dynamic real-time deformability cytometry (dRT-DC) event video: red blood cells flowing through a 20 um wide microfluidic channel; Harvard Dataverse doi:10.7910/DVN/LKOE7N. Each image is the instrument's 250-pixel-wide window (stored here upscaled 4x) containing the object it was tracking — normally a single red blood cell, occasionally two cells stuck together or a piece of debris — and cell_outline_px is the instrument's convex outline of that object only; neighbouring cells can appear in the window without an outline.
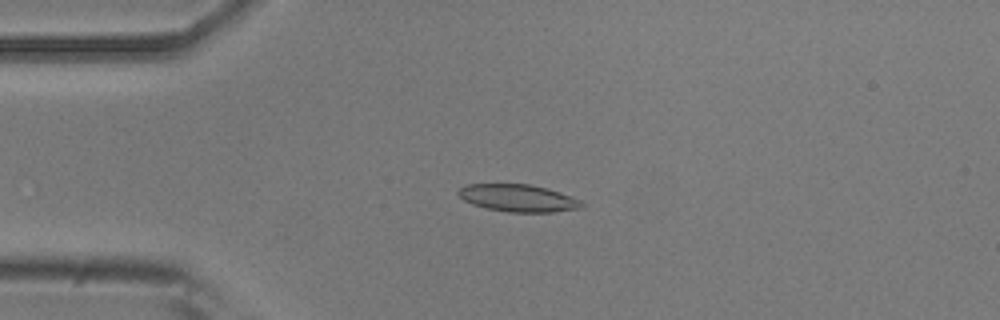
{"species": "common noctule bat (a hibernating species)", "species_latin": "Nyctalus noctula", "temperature_condition": "room temperature", "stored_images_in_passage": 53, "camera_frame_rate_fps": 3000, "um_per_image_px": 0.085, "animal": {"sex": "male", "body_mass_g": 20.5, "forearm_length_mm": 52.5}, "frame": {"image": 1, "passage_image": 13, "time_ms": 4.0, "image_size_px": [1000, 320], "cell_outline_px": [[584, 208], [552, 212], [508, 212], [488, 208], [472, 204], [464, 200], [456, 192], [460, 188], [468, 184], [532, 184], [548, 188], [580, 200], [584, 204]], "centroid_in_image_um": [44.06, 16.83], "position_along_channel_um": 40.9, "area_um2": 19.59}}
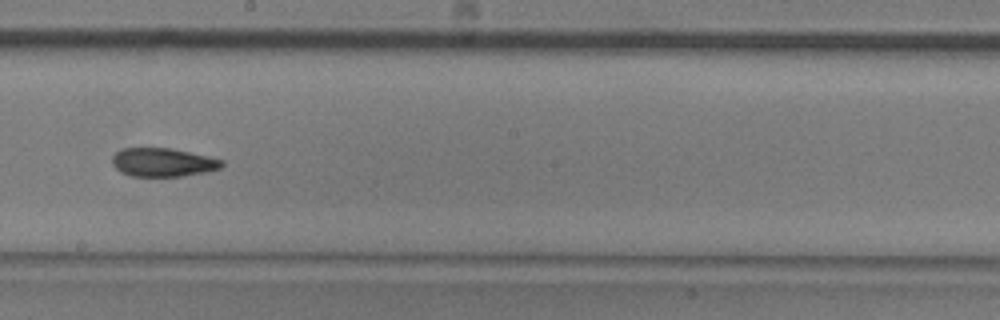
{"frame": {"image": 2, "passage_image": 30, "time_ms": 9.667, "image_size_px": [1000, 320], "cell_outline_px": [[224, 164], [220, 168], [204, 172], [180, 176], [128, 176], [120, 172], [112, 164], [112, 156], [120, 148], [172, 148], [224, 160]], "centroid_in_image_um": [13.81, 13.79], "position_along_channel_um": 234.4, "area_um2": 18.26}}
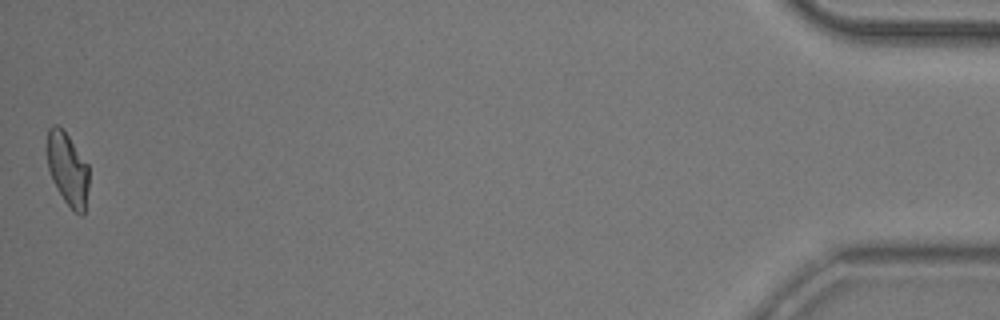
{"frame": {"image": 3, "passage_image": 53, "time_ms": 17.333, "image_size_px": [1000, 320], "cell_outline_px": [[88, 188], [84, 216], [80, 216], [64, 200], [48, 168], [48, 128], [52, 124], [56, 124], [68, 136], [88, 164]], "centroid_in_image_um": [5.78, 14.38], "position_along_channel_um": 429.4, "area_um2": 17.22}, "authors_computed_cell_mechanics": {"area_um2": 18.9006, "velocity_mm_per_s": 3.8003, "shape_relaxation_time_tau1_ms": null, "shape_relaxation_time_tau2_ms": 2.1151, "deformation_change_tau1": null, "deformation_change_tau2": 0.0791}}